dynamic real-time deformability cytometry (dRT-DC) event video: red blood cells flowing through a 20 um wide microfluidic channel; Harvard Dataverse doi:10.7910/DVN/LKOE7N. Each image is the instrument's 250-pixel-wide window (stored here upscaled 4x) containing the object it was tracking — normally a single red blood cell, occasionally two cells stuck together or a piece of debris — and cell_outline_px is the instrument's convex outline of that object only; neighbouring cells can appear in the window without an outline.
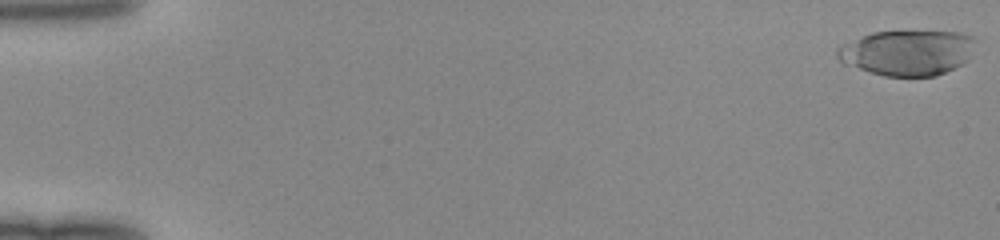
{"species": "human", "species_latin": "Homo sapiens", "temperature_condition": "room temperature", "stored_images_in_passage": 16, "camera_frame_rate_fps": 3000, "um_per_image_px": 0.085, "donor": {"sex": "female"}, "frame": {"image": 1, "passage_image": 1, "time_ms": 0.0, "image_size_px": [1000, 240], "cell_outline_px": [[976, 40], [968, 60], [964, 64], [936, 76], [884, 76], [840, 64], [836, 56], [836, 48], [840, 44], [872, 32], [960, 32], [972, 36]], "centroid_in_image_um": [77.07, 4.49], "position_along_channel_um": 7.9, "area_um2": 36.88}}
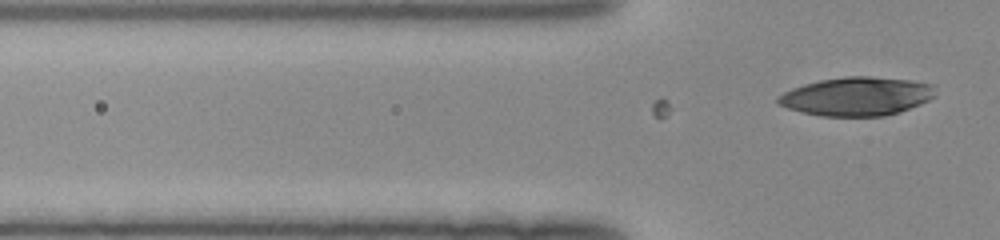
{"frame": {"image": 2, "passage_image": 16, "time_ms": 5.0, "image_size_px": [1000, 240], "cell_outline_px": [[936, 96], [920, 104], [900, 112], [884, 116], [820, 116], [800, 112], [776, 104], [776, 96], [792, 88], [804, 84], [820, 80], [844, 76], [868, 76], [912, 80], [932, 84]], "centroid_in_image_um": [72.79, 8.19], "position_along_channel_um": 53.0, "area_um2": 35.66}}